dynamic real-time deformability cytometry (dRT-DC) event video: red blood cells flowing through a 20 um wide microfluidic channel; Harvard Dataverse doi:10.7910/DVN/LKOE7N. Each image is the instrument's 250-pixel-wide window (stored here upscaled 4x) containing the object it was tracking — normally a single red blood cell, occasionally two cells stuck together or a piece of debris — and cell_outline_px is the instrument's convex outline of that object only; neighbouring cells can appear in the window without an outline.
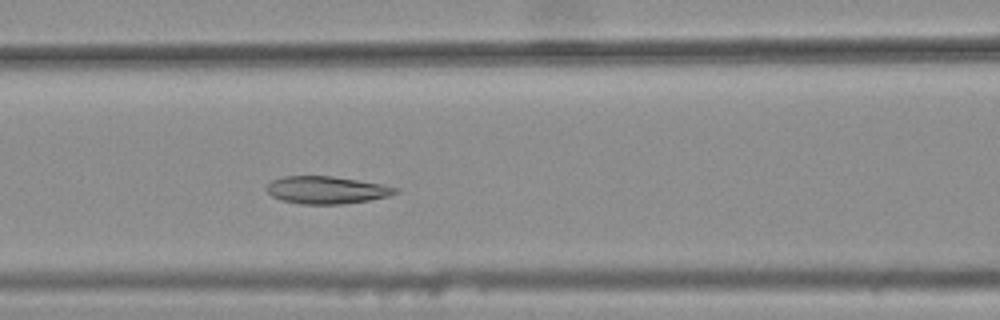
{"species": "common noctule bat (a hibernating species)", "species_latin": "Nyctalus noctula", "temperature_condition": "warm", "stored_images_in_passage": 42, "camera_frame_rate_fps": 3000, "um_per_image_px": 0.085, "animal": {"sex": "female", "body_mass_g": 25.1}, "frame": {"image": 1, "passage_image": 20, "time_ms": 6.333, "image_size_px": [1000, 320], "cell_outline_px": [[400, 192], [388, 196], [368, 200], [344, 204], [300, 204], [280, 200], [272, 196], [264, 188], [272, 180], [284, 176], [332, 176], [384, 184], [400, 188]], "centroid_in_image_um": [27.77, 16.15], "position_along_channel_um": 138.8, "area_um2": 20.81}}
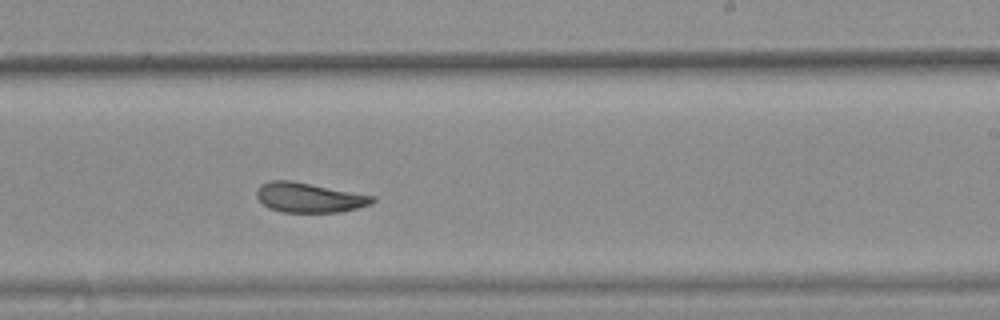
{"frame": {"image": 2, "passage_image": 30, "time_ms": 9.667, "image_size_px": [1000, 320], "cell_outline_px": [[376, 200], [372, 204], [340, 212], [284, 212], [268, 208], [256, 196], [256, 188], [260, 184], [268, 180], [292, 180], [376, 196]], "centroid_in_image_um": [26.27, 16.78], "position_along_channel_um": 262.7, "area_um2": 20.29}}
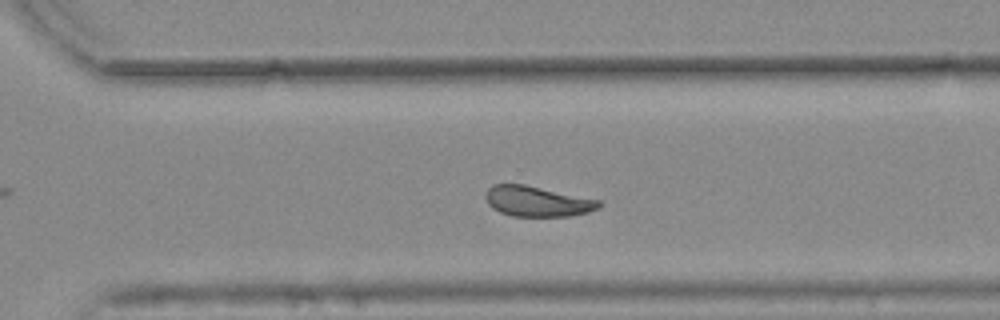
{"frame": {"image": 3, "passage_image": 35, "time_ms": 11.333, "image_size_px": [1000, 320], "cell_outline_px": [[600, 208], [588, 212], [572, 216], [512, 216], [500, 212], [492, 208], [488, 204], [484, 196], [484, 192], [492, 184], [524, 184], [600, 200]], "centroid_in_image_um": [45.63, 17.11], "position_along_channel_um": 325.0, "area_um2": 20.17}, "authors_computed_cell_mechanics": {"area_um2": 21.0103, "velocity_mm_per_s": 3.73, "shape_relaxation_time_tau1_ms": null, "shape_relaxation_time_tau2_ms": 1.9317, "deformation_change_tau1": null, "deformation_change_tau2": 0.0649}}